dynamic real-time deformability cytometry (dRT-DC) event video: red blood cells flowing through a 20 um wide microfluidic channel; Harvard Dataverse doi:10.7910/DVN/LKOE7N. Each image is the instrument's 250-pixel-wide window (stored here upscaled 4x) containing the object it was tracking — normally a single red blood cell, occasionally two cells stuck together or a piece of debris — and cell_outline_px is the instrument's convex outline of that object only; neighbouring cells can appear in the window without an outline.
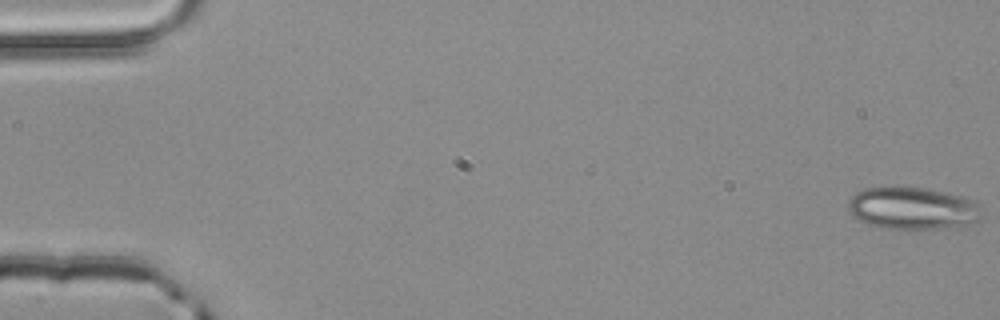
{"species": "common noctule bat (a hibernating species)", "species_latin": "Nyctalus noctula", "temperature_condition": "room temperature", "stored_images_in_passage": 4, "camera_frame_rate_fps": 3000, "um_per_image_px": 0.085, "animal": {"sex": "male", "body_mass_g": 20.4}, "frame": {"image": 1, "passage_image": 1, "time_ms": 0.0, "image_size_px": [1000, 320], "cell_outline_px": [[984, 216], [968, 224], [936, 228], [880, 228], [868, 224], [852, 216], [848, 208], [848, 200], [856, 192], [864, 188], [888, 184], [920, 188], [960, 196], [980, 204], [984, 208]], "centroid_in_image_um": [77.52, 17.67], "position_along_channel_um": 7.5, "area_um2": 33.18}}